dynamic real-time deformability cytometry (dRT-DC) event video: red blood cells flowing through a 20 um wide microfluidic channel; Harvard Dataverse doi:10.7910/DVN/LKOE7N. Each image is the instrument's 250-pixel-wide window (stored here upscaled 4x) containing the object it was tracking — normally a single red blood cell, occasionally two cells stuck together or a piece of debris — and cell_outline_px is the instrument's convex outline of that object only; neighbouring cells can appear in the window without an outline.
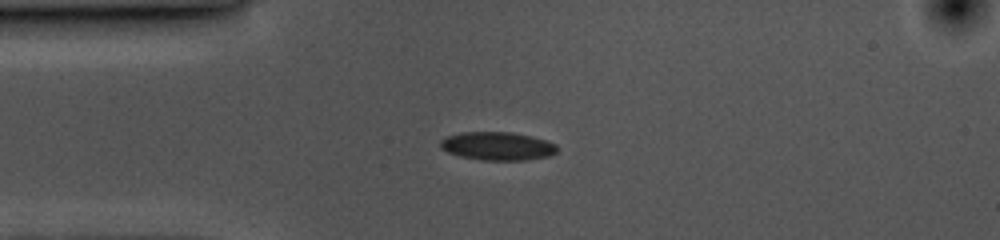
{"species": "common noctule bat (a hibernating species)", "species_latin": "Nyctalus noctula", "temperature_condition": "cold", "stored_images_in_passage": 44, "camera_frame_rate_fps": 3000, "um_per_image_px": 0.085, "animal": {"sex": "female", "body_mass_g": 10.0, "forearm_length_mm": 53.1}, "frame": {"image": 1, "passage_image": 1, "time_ms": 0.0, "image_size_px": [1000, 240], "cell_outline_px": [[556, 152], [552, 156], [528, 160], [480, 160], [460, 156], [448, 152], [440, 148], [440, 140], [448, 136], [460, 132], [512, 132], [532, 136], [548, 140], [556, 144]], "centroid_in_image_um": [42.31, 12.42], "position_along_channel_um": 42.7, "area_um2": 19.48}}
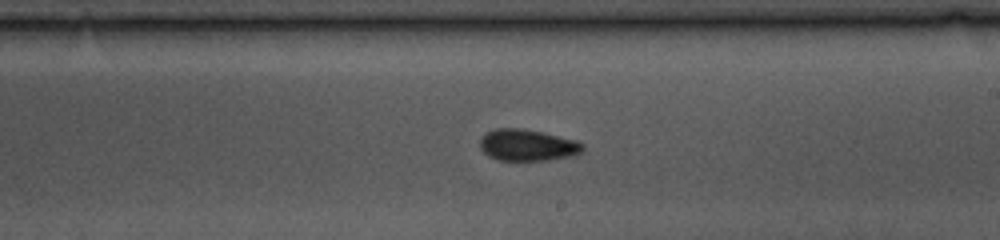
{"frame": {"image": 2, "passage_image": 19, "time_ms": 6.0, "image_size_px": [1000, 240], "cell_outline_px": [[584, 152], [568, 156], [544, 160], [500, 160], [488, 156], [480, 148], [480, 140], [484, 132], [496, 128], [520, 128], [544, 132], [576, 140], [584, 144]], "centroid_in_image_um": [44.82, 12.32], "position_along_channel_um": 244.2, "area_um2": 18.96}}
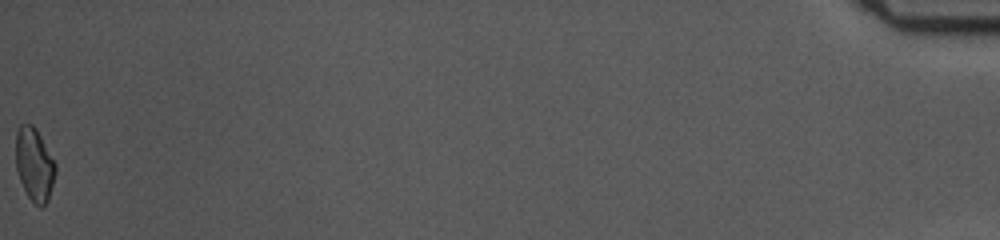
{"frame": {"image": 3, "passage_image": 44, "time_ms": 14.333, "image_size_px": [1000, 240], "cell_outline_px": [[56, 172], [48, 200], [40, 208], [28, 196], [20, 180], [16, 168], [16, 132], [20, 124], [32, 124], [36, 128], [56, 164]], "centroid_in_image_um": [2.92, 13.96], "position_along_channel_um": 432.3, "area_um2": 16.76}, "authors_computed_cell_mechanics": {"area_um2": 17.8891, "velocity_mm_per_s": 3.5598, "shape_relaxation_time_tau1_ms": 5.3462, "shape_relaxation_time_tau2_ms": 3.3332, "deformation_change_tau1": 0.1031, "deformation_change_tau2": 0.0543}}